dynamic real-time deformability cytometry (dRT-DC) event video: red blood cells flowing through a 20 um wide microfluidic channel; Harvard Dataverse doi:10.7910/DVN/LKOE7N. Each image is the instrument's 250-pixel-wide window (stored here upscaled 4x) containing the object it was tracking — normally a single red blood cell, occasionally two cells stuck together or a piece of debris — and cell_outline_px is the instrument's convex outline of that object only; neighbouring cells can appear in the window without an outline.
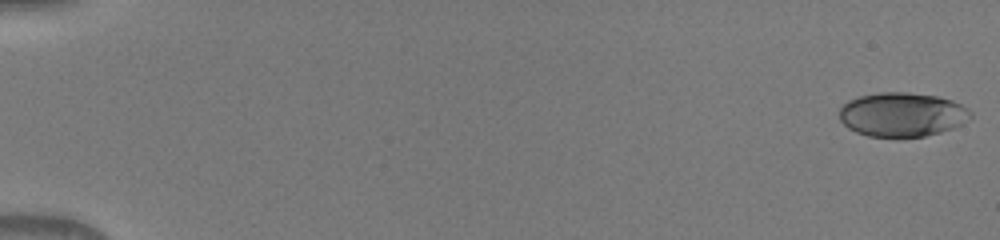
{"species": "human", "species_latin": "Homo sapiens", "temperature_condition": "warm", "stored_images_in_passage": 51, "camera_frame_rate_fps": 3000, "um_per_image_px": 0.085, "donor": {"sex": "male"}, "frame": {"image": 1, "passage_image": 1, "time_ms": 0.0, "image_size_px": [1000, 240], "cell_outline_px": [[972, 116], [960, 124], [952, 128], [940, 132], [924, 136], [900, 140], [868, 136], [856, 132], [848, 128], [840, 120], [840, 108], [848, 100], [860, 96], [880, 92], [908, 92], [936, 96], [952, 100], [968, 108], [972, 112]], "centroid_in_image_um": [76.66, 9.77], "position_along_channel_um": 8.3, "area_um2": 34.33}}
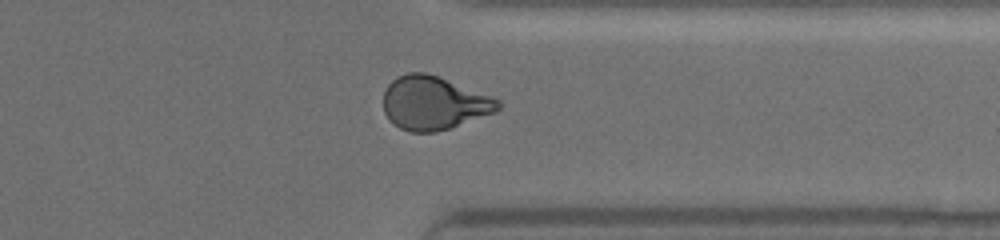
{"frame": {"image": 2, "passage_image": 41, "time_ms": 13.333, "image_size_px": [1000, 240], "cell_outline_px": [[504, 104], [496, 112], [436, 132], [408, 132], [392, 124], [388, 120], [384, 112], [384, 92], [388, 84], [396, 76], [408, 72], [424, 72], [436, 76], [492, 96], [500, 100]], "centroid_in_image_um": [36.86, 8.76], "position_along_channel_um": 374.5, "area_um2": 35.78}}
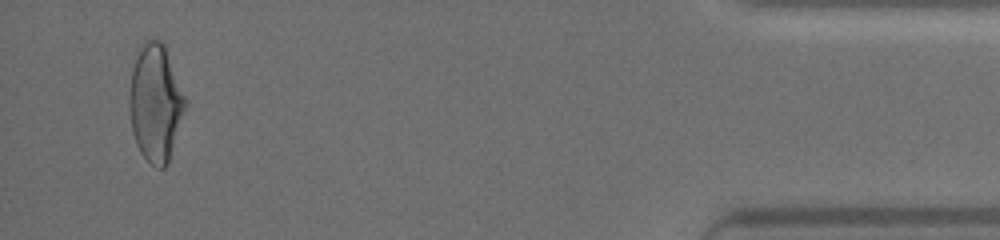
{"frame": {"image": 3, "passage_image": 49, "time_ms": 16.0, "image_size_px": [1000, 240], "cell_outline_px": [[188, 100], [168, 164], [164, 168], [156, 168], [140, 152], [136, 144], [132, 132], [128, 108], [128, 96], [132, 68], [136, 48], [144, 40], [160, 40], [164, 44]], "centroid_in_image_um": [13.2, 8.71], "position_along_channel_um": 422.0, "area_um2": 38.9}}